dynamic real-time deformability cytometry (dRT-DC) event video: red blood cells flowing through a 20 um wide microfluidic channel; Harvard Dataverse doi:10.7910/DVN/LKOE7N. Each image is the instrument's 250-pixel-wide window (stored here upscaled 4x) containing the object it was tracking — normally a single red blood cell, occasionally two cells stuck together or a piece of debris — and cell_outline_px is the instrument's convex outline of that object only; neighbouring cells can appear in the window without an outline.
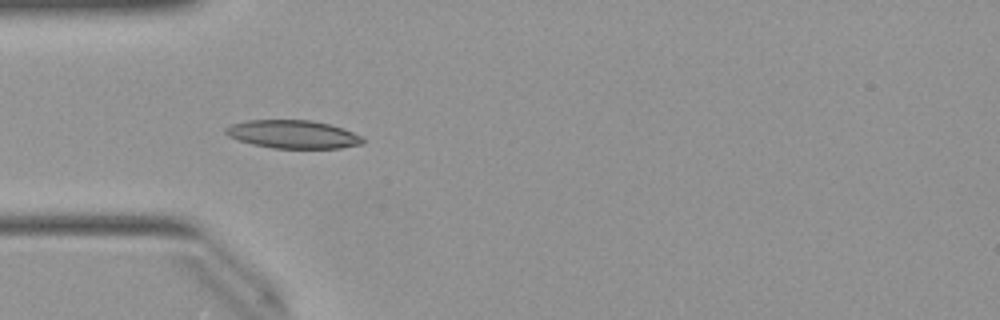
{"species": "Egyptian fruit bat (a non-hibernating species)", "species_latin": "Rousettus aegyptiacus", "temperature_condition": "warm", "stored_images_in_passage": 4, "camera_frame_rate_fps": 3000, "um_per_image_px": 0.085, "animal": {"sex": "female"}, "frame": {"image": 1, "passage_image": 1, "time_ms": 0.0, "image_size_px": [1000, 320], "cell_outline_px": [[364, 144], [340, 148], [272, 148], [252, 144], [228, 136], [224, 132], [224, 128], [232, 124], [248, 120], [312, 120], [328, 124], [352, 132], [360, 136], [364, 140]], "centroid_in_image_um": [24.88, 11.42], "position_along_channel_um": 60.1, "area_um2": 22.37}}
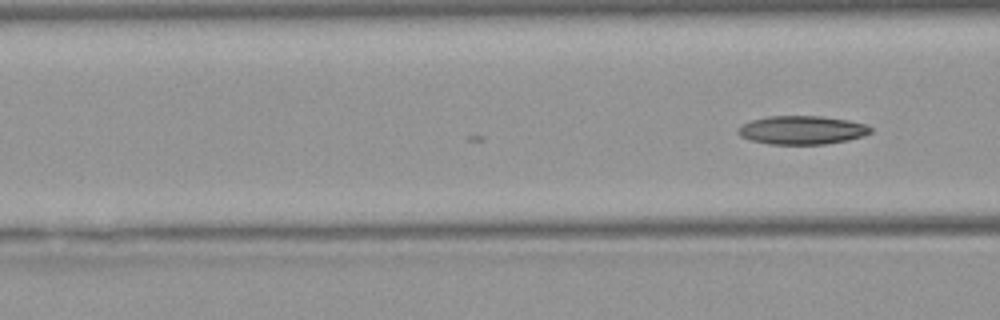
{"frame": {"image": 2, "passage_image": 4, "time_ms": 1.0, "image_size_px": [1000, 320], "cell_outline_px": [[872, 132], [864, 136], [848, 140], [824, 144], [768, 144], [752, 140], [740, 136], [736, 132], [744, 124], [752, 120], [768, 116], [820, 116], [848, 120], [864, 124], [872, 128]], "centroid_in_image_um": [68.19, 11.06], "position_along_channel_um": 98.4, "area_um2": 21.91}}